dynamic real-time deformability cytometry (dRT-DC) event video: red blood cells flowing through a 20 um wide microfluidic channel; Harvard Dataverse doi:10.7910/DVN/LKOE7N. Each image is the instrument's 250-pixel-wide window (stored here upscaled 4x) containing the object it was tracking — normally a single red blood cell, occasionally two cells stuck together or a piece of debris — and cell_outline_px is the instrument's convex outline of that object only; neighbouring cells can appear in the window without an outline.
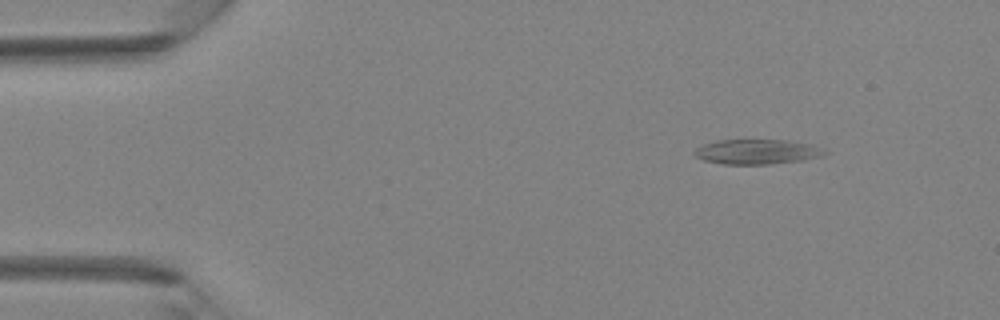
{"species": "Egyptian fruit bat (a non-hibernating species)", "species_latin": "Rousettus aegyptiacus", "temperature_condition": "room temperature", "stored_images_in_passage": 3, "camera_frame_rate_fps": 3000, "um_per_image_px": 0.085, "animal": {"sex": "female"}, "frame": {"image": 1, "passage_image": 1, "time_ms": 0.0, "image_size_px": [1000, 320], "cell_outline_px": [[828, 152], [820, 156], [800, 160], [772, 164], [724, 164], [704, 160], [696, 156], [692, 152], [696, 148], [704, 144], [716, 140], [788, 140], [812, 144]], "centroid_in_image_um": [64.32, 12.89], "position_along_channel_um": 20.7, "area_um2": 18.73}}
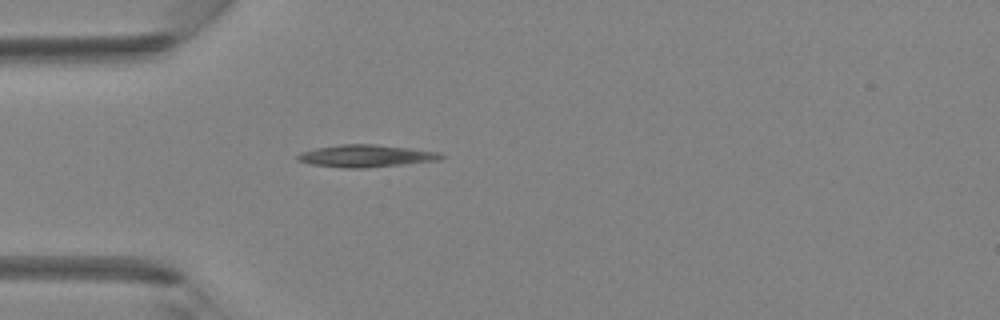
{"frame": {"image": 2, "passage_image": 3, "time_ms": 2.333, "image_size_px": [1000, 320], "cell_outline_px": [[448, 156], [440, 160], [404, 164], [364, 168], [344, 168], [312, 164], [296, 160], [296, 156], [304, 152], [316, 148], [340, 144], [372, 144], [408, 148], [440, 152]], "centroid_in_image_um": [31.16, 13.26], "position_along_channel_um": 53.8, "area_um2": 18.55}}